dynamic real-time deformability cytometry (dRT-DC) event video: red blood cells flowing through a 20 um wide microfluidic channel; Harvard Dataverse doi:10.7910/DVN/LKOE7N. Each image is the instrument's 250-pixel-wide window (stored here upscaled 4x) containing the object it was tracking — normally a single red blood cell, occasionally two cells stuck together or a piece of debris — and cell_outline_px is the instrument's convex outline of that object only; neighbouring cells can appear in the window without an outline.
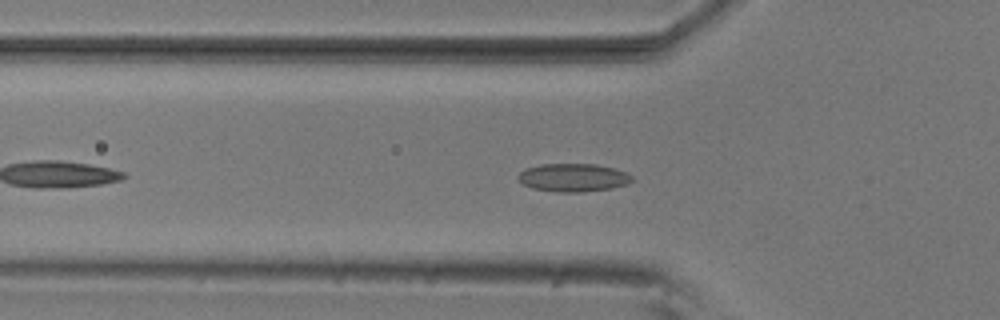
{"species": "common noctule bat (a hibernating species)", "species_latin": "Nyctalus noctula", "temperature_condition": "room temperature", "stored_images_in_passage": 17, "camera_frame_rate_fps": 3000, "um_per_image_px": 0.085, "animal": {"sex": "male", "body_mass_g": 20.5, "forearm_length_mm": 52.5}, "frame": {"image": 1, "passage_image": 6, "time_ms": 1.667, "image_size_px": [1000, 320], "cell_outline_px": [[632, 180], [628, 184], [612, 188], [580, 192], [556, 192], [532, 188], [524, 184], [516, 176], [524, 168], [540, 164], [596, 164], [616, 168], [628, 172], [632, 176]], "centroid_in_image_um": [48.74, 15.08], "position_along_channel_um": 77.1, "area_um2": 18.84}}
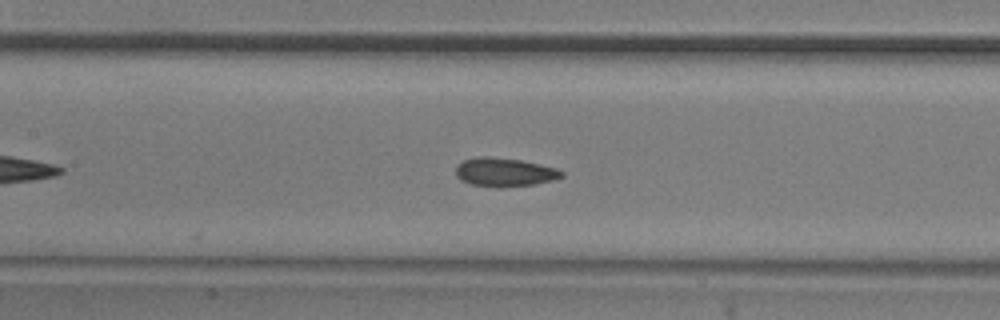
{"frame": {"image": 2, "passage_image": 13, "time_ms": 4.0, "image_size_px": [1000, 320], "cell_outline_px": [[564, 176], [552, 180], [536, 184], [500, 188], [472, 184], [460, 180], [456, 176], [456, 164], [464, 160], [480, 156], [488, 156], [520, 160], [540, 164], [556, 168], [564, 172]], "centroid_in_image_um": [42.87, 14.64], "position_along_channel_um": 164.5, "area_um2": 17.8}}
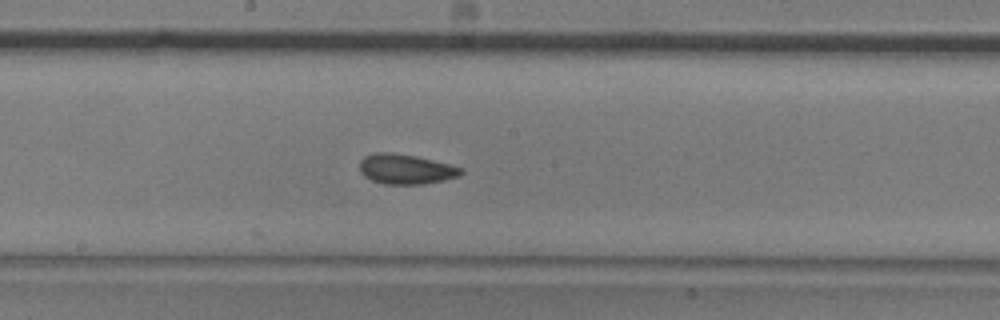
{"frame": {"image": 3, "passage_image": 17, "time_ms": 5.333, "image_size_px": [1000, 320], "cell_outline_px": [[464, 172], [460, 176], [444, 180], [424, 184], [384, 184], [372, 180], [364, 176], [360, 172], [360, 160], [364, 156], [376, 152], [392, 152], [416, 156], [464, 168]], "centroid_in_image_um": [34.49, 14.37], "position_along_channel_um": 213.7, "area_um2": 17.8}}